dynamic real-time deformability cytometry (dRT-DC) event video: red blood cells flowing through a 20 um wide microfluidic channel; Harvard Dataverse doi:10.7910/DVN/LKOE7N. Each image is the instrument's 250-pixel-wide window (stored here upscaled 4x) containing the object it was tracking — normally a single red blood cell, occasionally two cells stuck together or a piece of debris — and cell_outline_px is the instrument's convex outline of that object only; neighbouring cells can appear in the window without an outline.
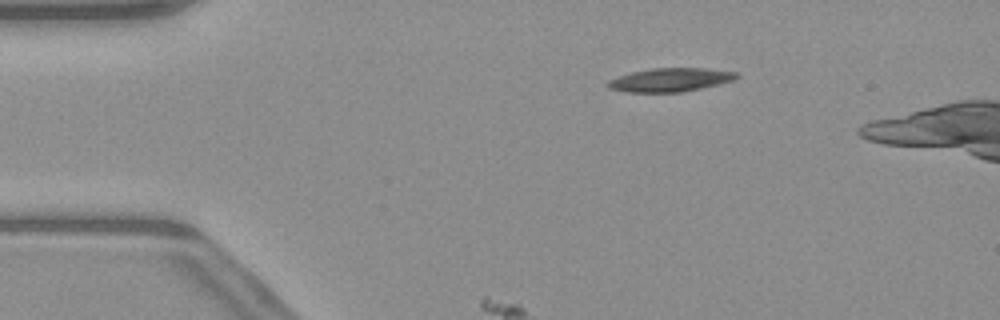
{"species": "common noctule bat (a hibernating species)", "species_latin": "Nyctalus noctula", "temperature_condition": "warm", "stored_images_in_passage": 46, "camera_frame_rate_fps": 3000, "um_per_image_px": 0.085, "animal": {"sex": "male", "body_mass_g": 23.1, "forearm_length_mm": 52.7}, "frame": {"image": 1, "passage_image": 9, "time_ms": 2.667, "image_size_px": [1000, 320], "cell_outline_px": [[740, 76], [736, 80], [720, 84], [680, 92], [624, 92], [608, 88], [604, 84], [608, 80], [632, 72], [652, 68], [708, 68], [736, 72]], "centroid_in_image_um": [56.98, 6.78], "position_along_channel_um": 28.0, "area_um2": 17.8}}